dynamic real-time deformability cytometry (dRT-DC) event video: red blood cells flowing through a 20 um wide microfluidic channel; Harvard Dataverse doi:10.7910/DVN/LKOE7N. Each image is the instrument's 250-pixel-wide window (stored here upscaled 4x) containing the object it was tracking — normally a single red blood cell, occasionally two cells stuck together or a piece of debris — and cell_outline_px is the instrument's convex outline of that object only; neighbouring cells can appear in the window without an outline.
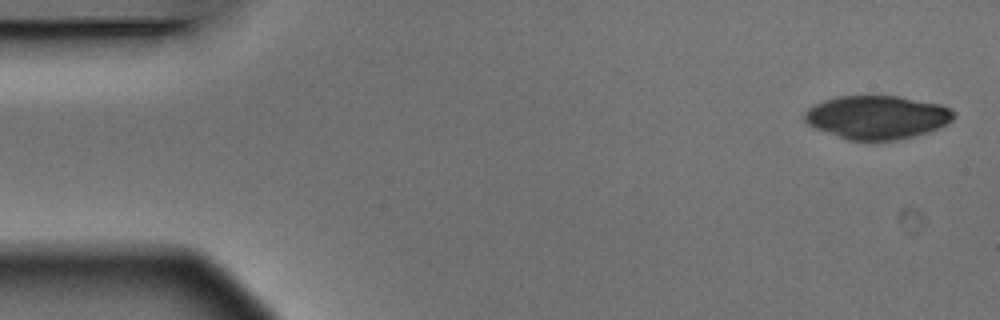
{"species": "Egyptian fruit bat (a non-hibernating species)", "species_latin": "Rousettus aegyptiacus", "temperature_condition": "warm", "stored_images_in_passage": 4, "camera_frame_rate_fps": 3000, "um_per_image_px": 0.085, "animal": {"sex": "male"}, "frame": {"image": 1, "passage_image": 1, "time_ms": 0.0, "image_size_px": [1000, 320], "cell_outline_px": [[956, 116], [948, 124], [928, 132], [896, 140], [848, 140], [816, 128], [808, 124], [804, 120], [804, 112], [808, 108], [824, 100], [836, 96], [900, 96], [940, 104], [956, 112]], "centroid_in_image_um": [74.57, 9.96], "position_along_channel_um": 10.4, "area_um2": 37.74}}